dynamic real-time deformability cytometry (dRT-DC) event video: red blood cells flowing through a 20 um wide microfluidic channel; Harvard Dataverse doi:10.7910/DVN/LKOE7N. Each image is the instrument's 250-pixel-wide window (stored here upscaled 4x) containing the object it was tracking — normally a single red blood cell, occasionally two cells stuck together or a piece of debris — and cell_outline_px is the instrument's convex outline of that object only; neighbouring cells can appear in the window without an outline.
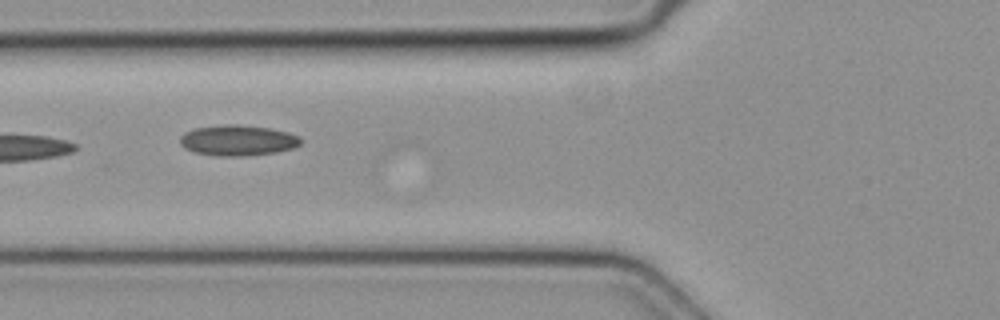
{"species": "common noctule bat (a hibernating species)", "species_latin": "Nyctalus noctula", "temperature_condition": "cold", "stored_images_in_passage": 6, "camera_frame_rate_fps": 3000, "um_per_image_px": 0.085, "animal": {"sex": "female", "body_mass_g": 19.3, "forearm_length_mm": 54.1}, "frame": {"image": 1, "passage_image": 5, "time_ms": 1.333, "image_size_px": [1000, 320], "cell_outline_px": [[300, 144], [292, 148], [276, 152], [244, 156], [216, 156], [196, 152], [184, 148], [180, 144], [180, 136], [184, 132], [192, 128], [224, 124], [236, 124], [268, 128], [288, 132], [300, 136]], "centroid_in_image_um": [20.17, 11.92], "position_along_channel_um": 105.6, "area_um2": 21.62}}
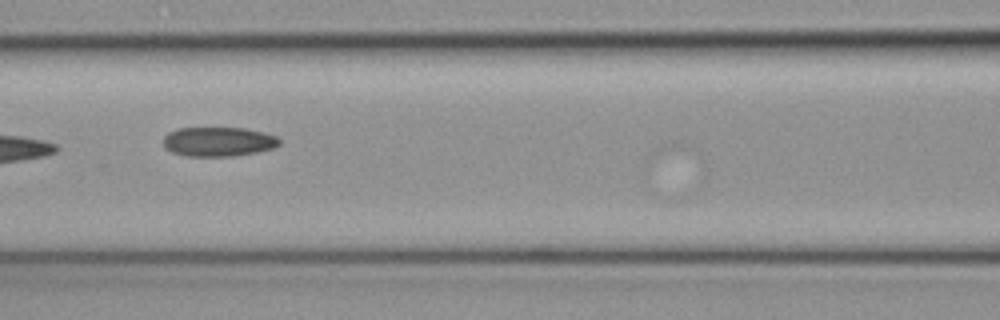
{"frame": {"image": 2, "passage_image": 6, "time_ms": 1.667, "image_size_px": [1000, 320], "cell_outline_px": [[280, 144], [272, 148], [256, 152], [232, 156], [188, 156], [172, 152], [164, 148], [164, 136], [168, 132], [176, 128], [244, 128], [264, 132], [276, 136], [280, 140]], "centroid_in_image_um": [18.54, 12.03], "position_along_channel_um": 148.1, "area_um2": 19.88}}